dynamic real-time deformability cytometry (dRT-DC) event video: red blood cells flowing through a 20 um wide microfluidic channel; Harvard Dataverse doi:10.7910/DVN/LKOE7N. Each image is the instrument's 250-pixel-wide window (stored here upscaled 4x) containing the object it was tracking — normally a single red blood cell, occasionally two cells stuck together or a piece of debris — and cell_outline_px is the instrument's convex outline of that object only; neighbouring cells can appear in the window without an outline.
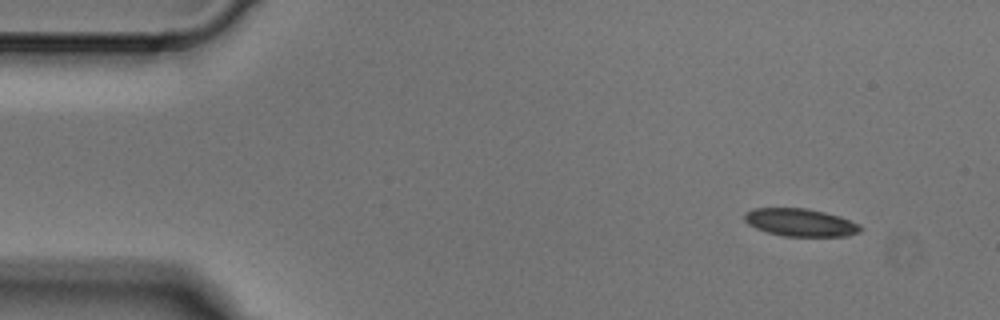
{"species": "Egyptian fruit bat (a non-hibernating species)", "species_latin": "Rousettus aegyptiacus", "temperature_condition": "cold", "stored_images_in_passage": 5, "camera_frame_rate_fps": 3000, "um_per_image_px": 0.085, "animal": {"sex": "male"}, "frame": {"image": 1, "passage_image": 1, "time_ms": 0.0, "image_size_px": [1000, 320], "cell_outline_px": [[864, 228], [860, 232], [848, 236], [784, 236], [768, 232], [756, 228], [748, 224], [744, 220], [744, 212], [752, 208], [808, 208], [840, 216], [860, 224]], "centroid_in_image_um": [68.05, 18.9], "position_along_channel_um": 17.0, "area_um2": 18.9}}
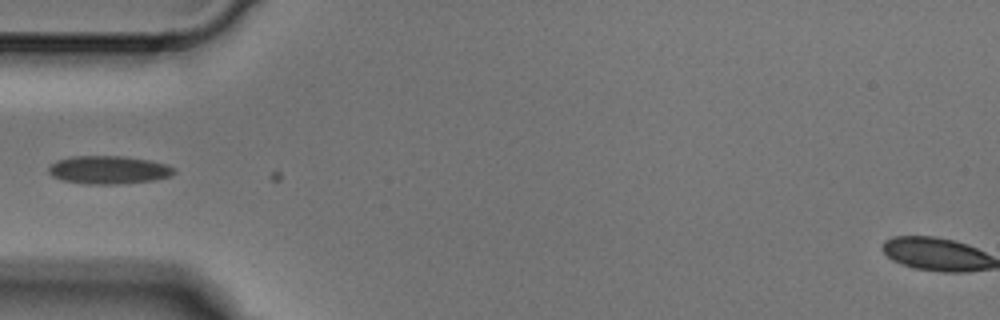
{"frame": {"image": 2, "passage_image": 4, "time_ms": 1.0, "image_size_px": [1000, 320], "cell_outline_px": [[176, 172], [172, 176], [156, 180], [116, 184], [88, 184], [64, 180], [52, 176], [48, 172], [48, 168], [56, 160], [72, 156], [120, 156], [148, 160], [168, 164], [176, 168]], "centroid_in_image_um": [9.28, 14.44], "position_along_channel_um": 75.7, "area_um2": 20.63}}